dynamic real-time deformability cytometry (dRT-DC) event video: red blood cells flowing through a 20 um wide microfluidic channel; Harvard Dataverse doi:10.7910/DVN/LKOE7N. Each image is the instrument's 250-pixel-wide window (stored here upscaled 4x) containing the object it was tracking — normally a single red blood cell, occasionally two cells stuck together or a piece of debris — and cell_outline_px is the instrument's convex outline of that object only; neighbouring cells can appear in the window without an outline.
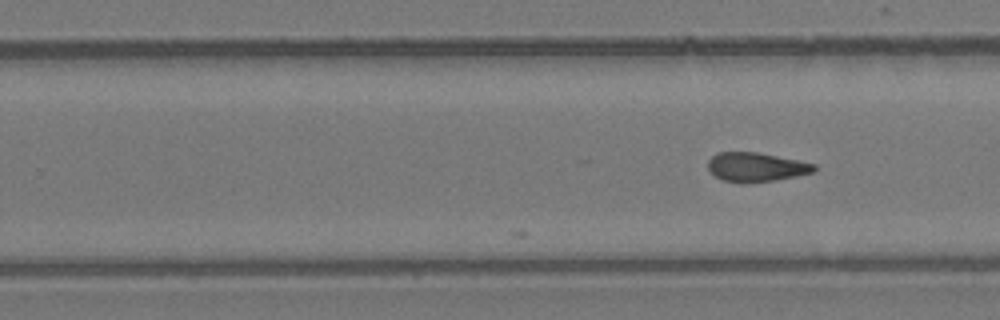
{"species": "common noctule bat (a hibernating species)", "species_latin": "Nyctalus noctula", "temperature_condition": "room temperature", "stored_images_in_passage": 34, "camera_frame_rate_fps": 3000, "um_per_image_px": 0.085, "animal": {"sex": "female", "body_mass_g": 24.6, "forearm_length_mm": 56.2}, "frame": {"image": 1, "passage_image": 34, "time_ms": 11.0, "image_size_px": [1000, 320], "cell_outline_px": [[816, 168], [812, 172], [796, 176], [776, 180], [748, 184], [740, 184], [724, 180], [716, 176], [708, 168], [708, 160], [716, 152], [756, 152], [816, 164]], "centroid_in_image_um": [64.24, 14.22], "position_along_channel_um": 265.6, "area_um2": 18.03}}